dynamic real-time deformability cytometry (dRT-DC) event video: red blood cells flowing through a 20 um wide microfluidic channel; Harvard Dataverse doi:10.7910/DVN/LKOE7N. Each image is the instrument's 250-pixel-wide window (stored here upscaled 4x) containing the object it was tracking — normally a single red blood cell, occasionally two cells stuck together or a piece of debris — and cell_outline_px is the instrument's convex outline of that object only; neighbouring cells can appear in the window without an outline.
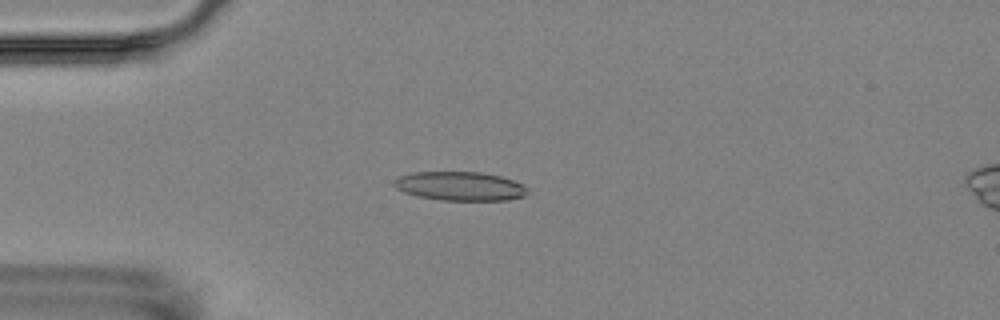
{"species": "Egyptian fruit bat (a non-hibernating species)", "species_latin": "Rousettus aegyptiacus", "temperature_condition": "room temperature", "stored_images_in_passage": 7, "camera_frame_rate_fps": 3000, "um_per_image_px": 0.085, "animal": {"sex": "female"}, "frame": {"image": 1, "passage_image": 4, "time_ms": 4.333, "image_size_px": [1000, 320], "cell_outline_px": [[528, 192], [524, 196], [508, 200], [440, 200], [416, 196], [404, 192], [396, 188], [392, 184], [392, 180], [400, 176], [416, 172], [480, 172], [500, 176], [524, 184], [528, 188]], "centroid_in_image_um": [39.1, 15.82], "position_along_channel_um": 45.9, "area_um2": 22.6}}
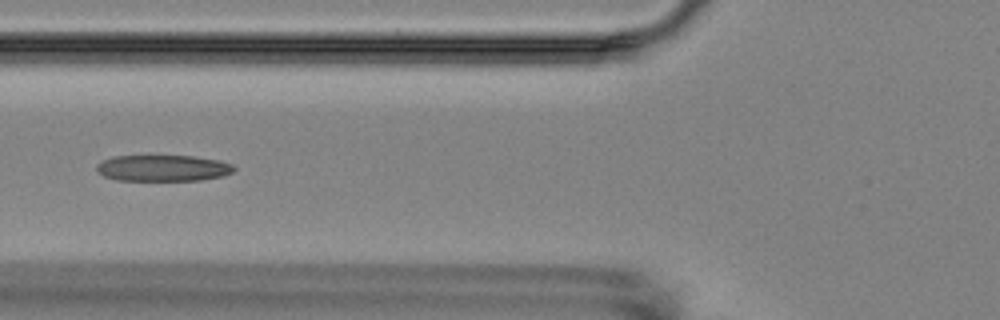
{"frame": {"image": 2, "passage_image": 6, "time_ms": 6.667, "image_size_px": [1000, 320], "cell_outline_px": [[236, 168], [232, 172], [224, 176], [200, 180], [116, 180], [104, 176], [96, 172], [96, 164], [112, 156], [192, 156], [216, 160], [232, 164]], "centroid_in_image_um": [13.82, 14.29], "position_along_channel_um": 112.0, "area_um2": 20.98}}
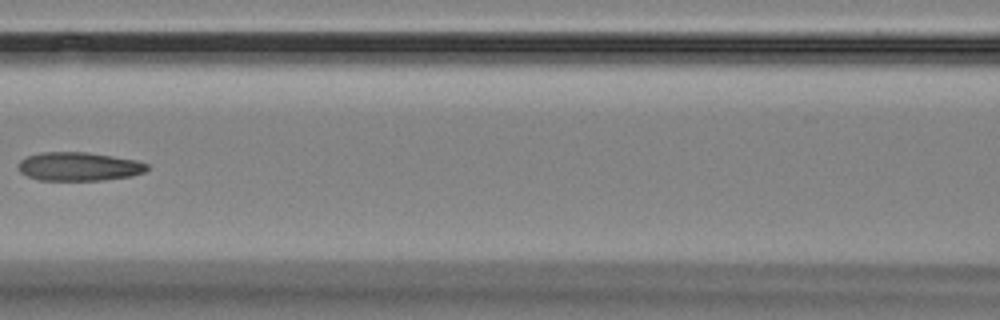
{"frame": {"image": 3, "passage_image": 7, "time_ms": 8.0, "image_size_px": [1000, 320], "cell_outline_px": [[148, 168], [144, 172], [132, 176], [104, 180], [36, 180], [20, 172], [20, 160], [28, 156], [40, 152], [84, 152], [112, 156], [136, 160], [148, 164]], "centroid_in_image_um": [6.72, 14.16], "position_along_channel_um": 159.9, "area_um2": 21.39}}